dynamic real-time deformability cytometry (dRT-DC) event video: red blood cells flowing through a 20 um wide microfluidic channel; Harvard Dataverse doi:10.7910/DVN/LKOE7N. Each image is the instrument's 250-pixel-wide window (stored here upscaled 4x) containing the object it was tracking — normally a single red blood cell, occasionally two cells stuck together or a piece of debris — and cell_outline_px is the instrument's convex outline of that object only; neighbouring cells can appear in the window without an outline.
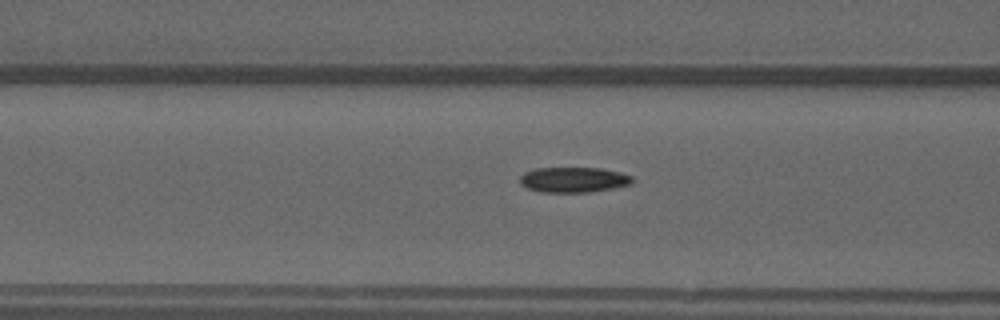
{"species": "common noctule bat (a hibernating species)", "species_latin": "Nyctalus noctula", "temperature_condition": "warm", "stored_images_in_passage": 47, "camera_frame_rate_fps": 3000, "um_per_image_px": 0.085, "animal": {"sex": "male", "forearm_length_mm": 52.5}, "frame": {"image": 1, "passage_image": 17, "time_ms": 5.333, "image_size_px": [1000, 320], "cell_outline_px": [[632, 184], [612, 188], [588, 192], [540, 192], [528, 188], [520, 184], [520, 176], [524, 172], [536, 168], [600, 168], [620, 172], [632, 176]], "centroid_in_image_um": [48.73, 15.27], "position_along_channel_um": 117.9, "area_um2": 16.53}}
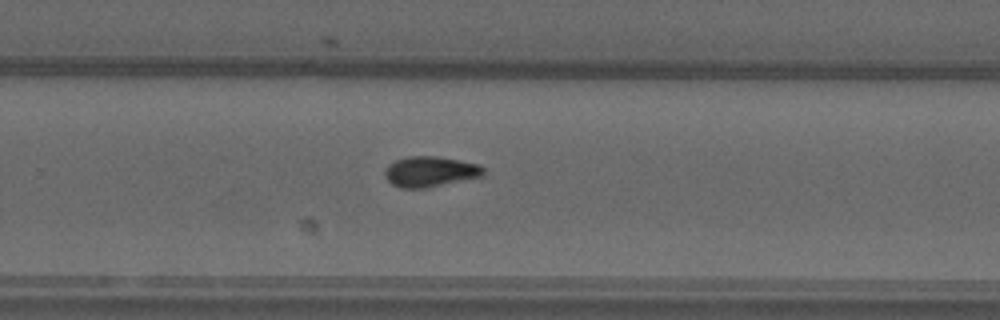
{"frame": {"image": 2, "passage_image": 30, "time_ms": 9.667, "image_size_px": [1000, 320], "cell_outline_px": [[484, 176], [428, 188], [400, 188], [392, 184], [384, 176], [384, 168], [388, 164], [396, 160], [408, 156], [436, 156], [480, 164], [484, 168]], "centroid_in_image_um": [36.56, 14.59], "position_along_channel_um": 293.2, "area_um2": 17.74}}
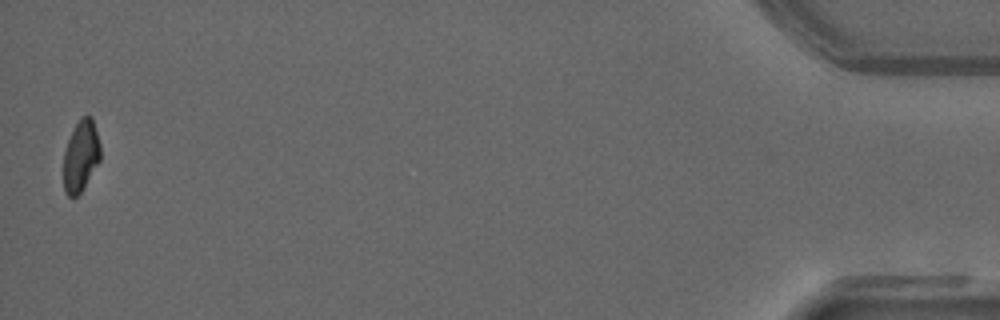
{"frame": {"image": 3, "passage_image": 47, "time_ms": 15.333, "image_size_px": [1000, 320], "cell_outline_px": [[100, 160], [80, 192], [72, 200], [64, 192], [64, 152], [68, 140], [80, 116], [92, 116], [100, 144]], "centroid_in_image_um": [6.86, 13.26], "position_along_channel_um": 428.3, "area_um2": 15.2}, "authors_computed_cell_mechanics": {"area_um2": 16.762, "velocity_mm_per_s": 4.0557, "shape_relaxation_time_tau1_ms": null, "shape_relaxation_time_tau2_ms": 1.6607, "deformation_change_tau1": null, "deformation_change_tau2": 0.0605}}